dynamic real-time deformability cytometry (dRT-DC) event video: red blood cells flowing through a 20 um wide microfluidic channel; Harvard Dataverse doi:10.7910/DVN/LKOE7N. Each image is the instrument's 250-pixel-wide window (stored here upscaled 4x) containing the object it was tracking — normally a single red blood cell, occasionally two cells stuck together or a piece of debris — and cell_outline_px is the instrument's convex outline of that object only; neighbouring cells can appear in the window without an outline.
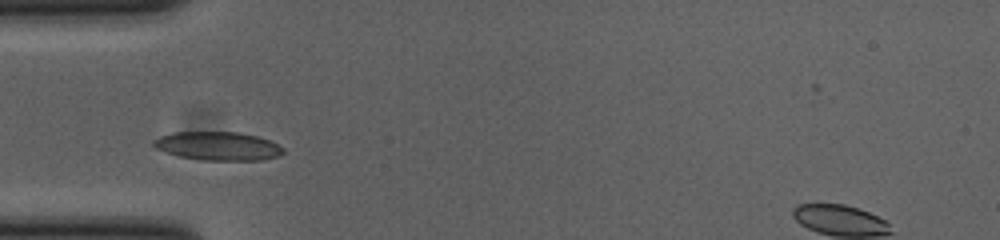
{"species": "common noctule bat (a hibernating species)", "species_latin": "Nyctalus noctula", "temperature_condition": "cold", "stored_images_in_passage": 4, "camera_frame_rate_fps": 3000, "um_per_image_px": 0.085, "animal": {"sex": "female", "body_mass_g": 23.0, "forearm_length_mm": 53.4}, "frame": {"image": 1, "passage_image": 1, "time_ms": 0.0, "image_size_px": [1000, 240], "cell_outline_px": [[284, 152], [280, 156], [260, 160], [200, 160], [180, 156], [164, 152], [156, 148], [152, 144], [152, 140], [160, 136], [172, 132], [240, 132], [256, 136], [268, 140], [284, 148]], "centroid_in_image_um": [18.5, 12.41], "position_along_channel_um": 66.5, "area_um2": 21.62}}
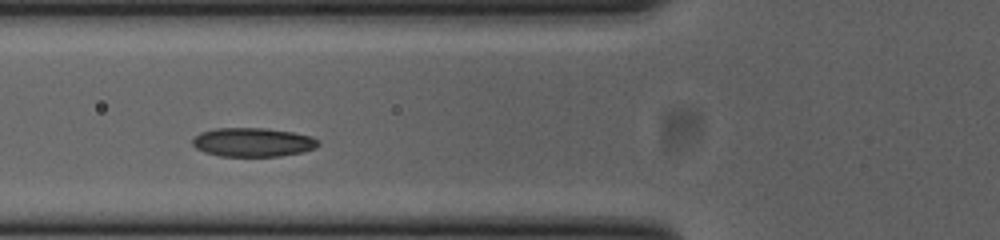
{"frame": {"image": 2, "passage_image": 4, "time_ms": 1.0, "image_size_px": [1000, 240], "cell_outline_px": [[320, 144], [316, 148], [304, 152], [280, 156], [220, 156], [204, 152], [196, 148], [192, 144], [192, 140], [200, 132], [216, 128], [268, 128], [292, 132], [312, 136], [320, 140]], "centroid_in_image_um": [21.53, 12.09], "position_along_channel_um": 104.3, "area_um2": 21.39}}